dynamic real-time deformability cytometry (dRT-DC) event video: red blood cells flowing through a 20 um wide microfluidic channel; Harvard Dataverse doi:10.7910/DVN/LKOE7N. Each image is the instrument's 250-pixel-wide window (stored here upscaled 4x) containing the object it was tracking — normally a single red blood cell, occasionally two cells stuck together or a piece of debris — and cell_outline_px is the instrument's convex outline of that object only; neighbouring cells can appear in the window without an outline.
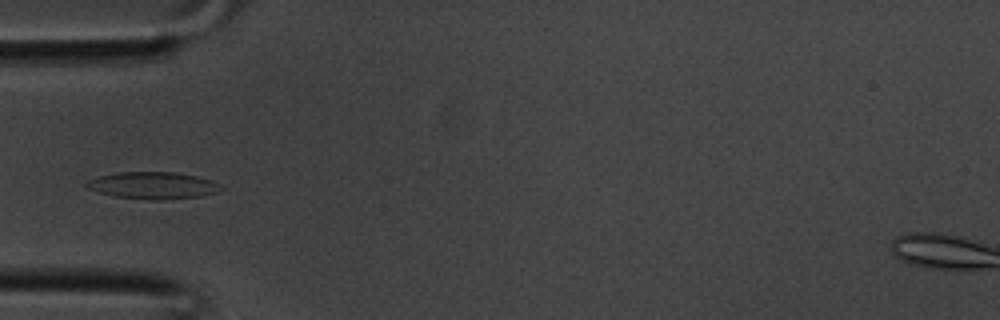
{"species": "common noctule bat (a hibernating species)", "species_latin": "Nyctalus noctula", "temperature_condition": "room temperature", "stored_images_in_passage": 36, "camera_frame_rate_fps": 3000, "um_per_image_px": 0.085, "animal": {"sex": "male", "body_mass_g": 20.1, "forearm_length_mm": 53.5}, "frame": {"image": 1, "passage_image": 11, "time_ms": 3.333, "image_size_px": [1000, 320], "cell_outline_px": [[224, 188], [220, 192], [200, 196], [160, 200], [148, 200], [112, 196], [88, 188], [84, 184], [88, 180], [100, 176], [120, 172], [176, 172], [196, 176], [212, 180], [220, 184]], "centroid_in_image_um": [13.04, 15.77], "position_along_channel_um": 72.0, "area_um2": 21.21}}
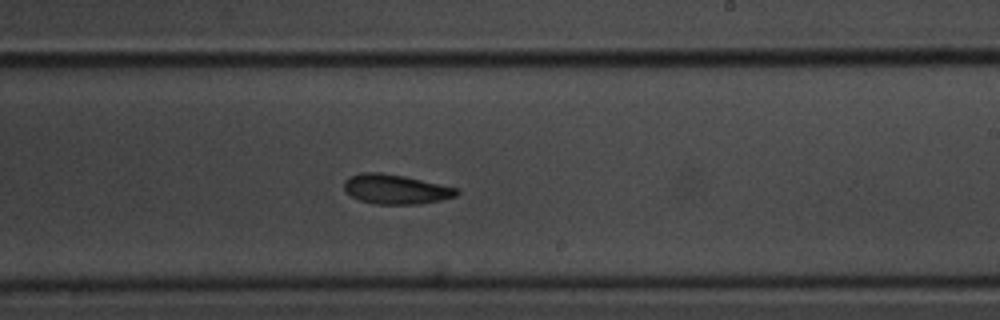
{"frame": {"image": 2, "passage_image": 21, "time_ms": 6.667, "image_size_px": [1000, 320], "cell_outline_px": [[460, 192], [456, 196], [440, 200], [420, 204], [376, 204], [360, 200], [352, 196], [344, 188], [344, 180], [348, 176], [360, 172], [380, 172], [404, 176], [440, 184], [456, 188]], "centroid_in_image_um": [33.61, 16.07], "position_along_channel_um": 255.4, "area_um2": 19.36}}
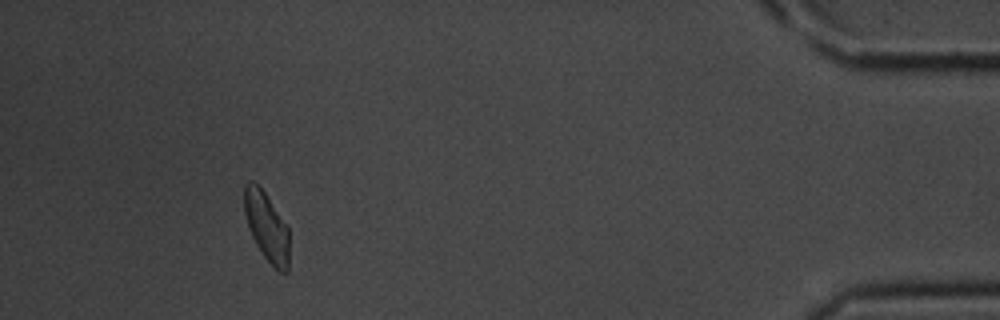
{"frame": {"image": 3, "passage_image": 33, "time_ms": 10.667, "image_size_px": [1000, 320], "cell_outline_px": [[288, 272], [280, 272], [264, 256], [256, 244], [248, 228], [244, 212], [244, 184], [248, 180], [252, 180], [264, 192], [288, 228]], "centroid_in_image_um": [22.63, 19.24], "position_along_channel_um": 412.6, "area_um2": 17.69}}